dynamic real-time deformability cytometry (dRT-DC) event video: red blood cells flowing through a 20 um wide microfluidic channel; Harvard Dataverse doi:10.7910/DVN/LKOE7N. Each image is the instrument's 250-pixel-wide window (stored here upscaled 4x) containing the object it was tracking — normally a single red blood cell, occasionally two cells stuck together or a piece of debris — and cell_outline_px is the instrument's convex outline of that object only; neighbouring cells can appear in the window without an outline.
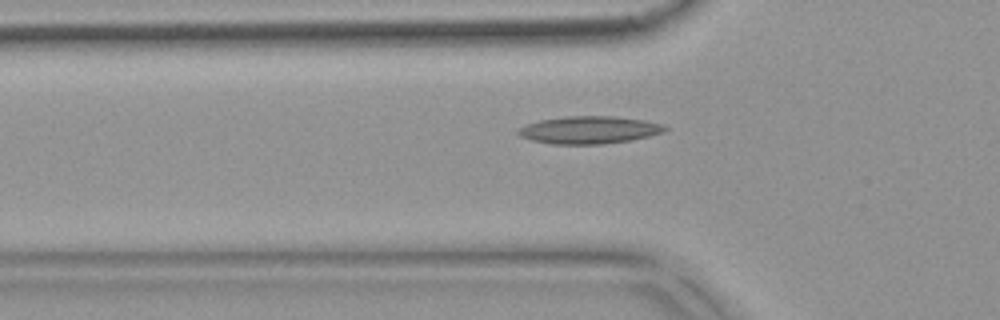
{"species": "common noctule bat (a hibernating species)", "species_latin": "Nyctalus noctula", "temperature_condition": "warm", "stored_images_in_passage": 53, "camera_frame_rate_fps": 3000, "um_per_image_px": 0.085, "animal": {"sex": "female", "body_mass_g": 18.4}, "frame": {"image": 1, "passage_image": 18, "time_ms": 5.667, "image_size_px": [1000, 320], "cell_outline_px": [[668, 128], [664, 132], [632, 140], [604, 144], [552, 144], [532, 140], [520, 136], [516, 132], [520, 128], [528, 124], [540, 120], [568, 116], [612, 116], [644, 120], [664, 124]], "centroid_in_image_um": [50.11, 11.05], "position_along_channel_um": 75.7, "area_um2": 23.47}}
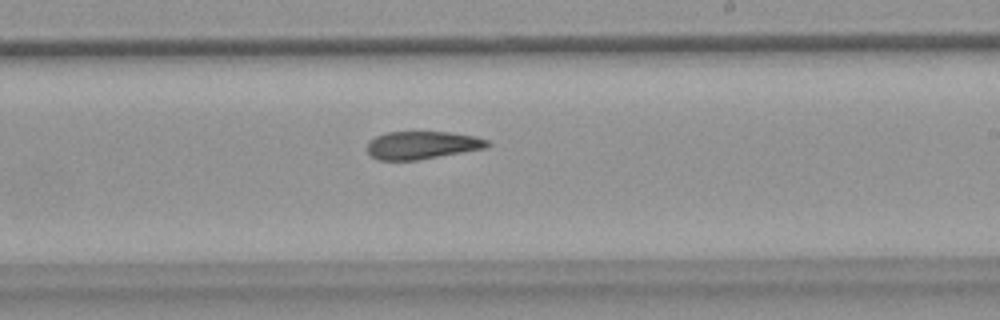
{"frame": {"image": 2, "passage_image": 32, "time_ms": 10.333, "image_size_px": [1000, 320], "cell_outline_px": [[492, 144], [488, 148], [416, 160], [376, 160], [364, 148], [368, 140], [376, 136], [388, 132], [448, 132], [476, 136], [488, 140]], "centroid_in_image_um": [35.87, 12.34], "position_along_channel_um": 253.1, "area_um2": 19.77}}
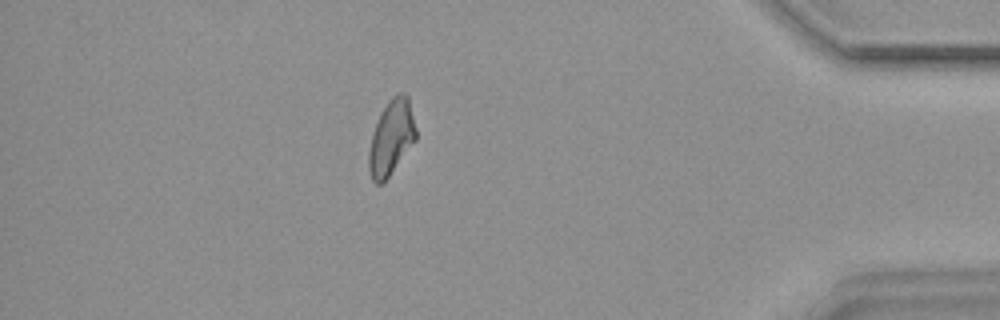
{"frame": {"image": 3, "passage_image": 47, "time_ms": 15.333, "image_size_px": [1000, 320], "cell_outline_px": [[416, 140], [388, 176], [380, 184], [376, 184], [372, 180], [368, 168], [368, 152], [372, 132], [380, 112], [388, 100], [396, 92], [404, 92], [408, 96], [416, 128]], "centroid_in_image_um": [33.25, 11.64], "position_along_channel_um": 402.0, "area_um2": 20.63}, "authors_computed_cell_mechanics": {"area_um2": 21.0392, "velocity_mm_per_s": 3.8087, "shape_relaxation_time_tau1_ms": null, "shape_relaxation_time_tau2_ms": 8.5748, "deformation_change_tau1": null, "deformation_change_tau2": 0.1829}}